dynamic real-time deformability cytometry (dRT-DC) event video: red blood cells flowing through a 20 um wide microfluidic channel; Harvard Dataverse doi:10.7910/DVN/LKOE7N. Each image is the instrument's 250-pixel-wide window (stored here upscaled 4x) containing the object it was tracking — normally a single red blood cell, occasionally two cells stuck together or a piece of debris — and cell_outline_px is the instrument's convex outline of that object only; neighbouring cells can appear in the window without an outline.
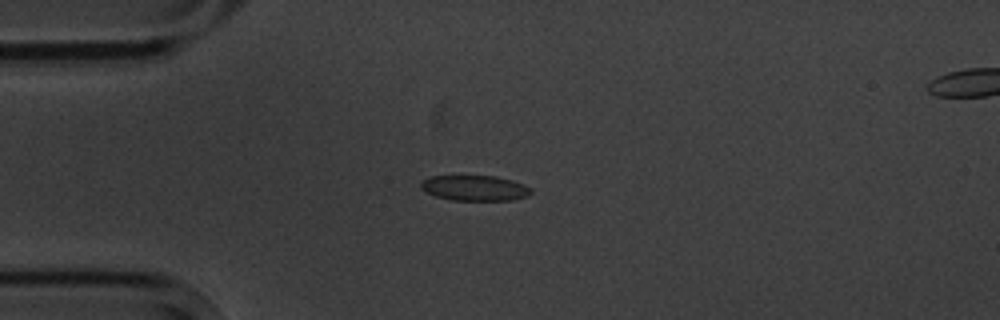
{"species": "common noctule bat (a hibernating species)", "species_latin": "Nyctalus noctula", "temperature_condition": "cold", "stored_images_in_passage": 6, "camera_frame_rate_fps": 3000, "um_per_image_px": 0.085, "animal": {"sex": "male", "body_mass_g": 20.1, "forearm_length_mm": 53.5}, "frame": {"image": 1, "passage_image": 4, "time_ms": 3.667, "image_size_px": [1000, 320], "cell_outline_px": [[532, 192], [528, 196], [512, 200], [452, 200], [436, 196], [424, 192], [420, 188], [420, 184], [424, 180], [432, 176], [496, 176], [512, 180], [524, 184], [532, 188]], "centroid_in_image_um": [40.37, 15.98], "position_along_channel_um": 44.6, "area_um2": 16.36}}
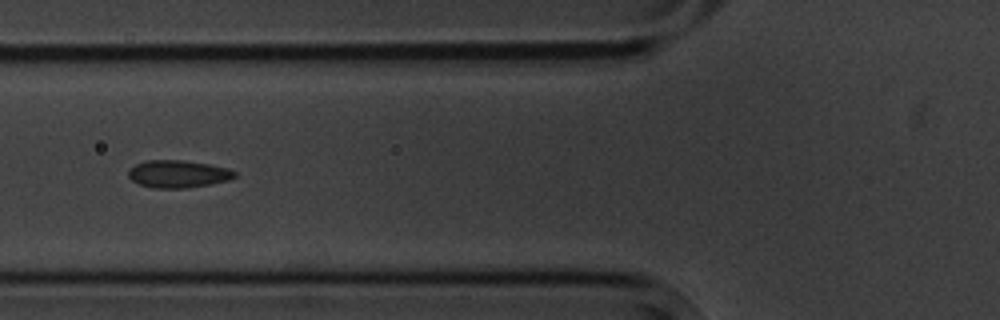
{"frame": {"image": 2, "passage_image": 6, "time_ms": 6.0, "image_size_px": [1000, 320], "cell_outline_px": [[236, 176], [228, 180], [212, 184], [188, 188], [152, 188], [140, 184], [132, 180], [128, 176], [128, 172], [136, 164], [144, 160], [180, 160], [208, 164], [228, 168], [236, 172]], "centroid_in_image_um": [15.14, 14.79], "position_along_channel_um": 110.7, "area_um2": 16.99}}